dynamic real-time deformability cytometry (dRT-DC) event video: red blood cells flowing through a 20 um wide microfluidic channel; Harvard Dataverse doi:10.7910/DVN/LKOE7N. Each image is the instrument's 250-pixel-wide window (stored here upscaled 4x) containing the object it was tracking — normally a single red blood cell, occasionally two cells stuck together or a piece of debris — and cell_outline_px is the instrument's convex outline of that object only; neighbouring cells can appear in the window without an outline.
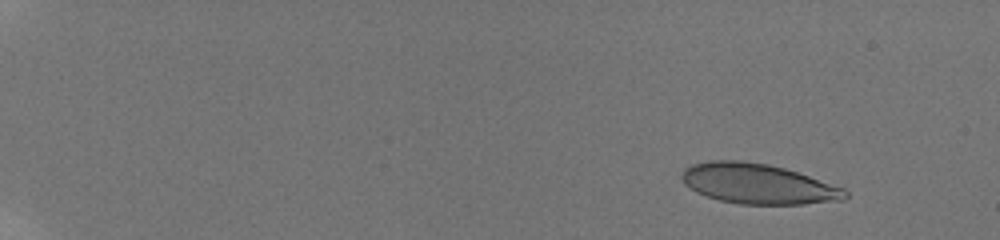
{"species": "human", "species_latin": "Homo sapiens", "temperature_condition": "room temperature", "stored_images_in_passage": 34, "camera_frame_rate_fps": 3000, "um_per_image_px": 0.085, "donor": {"sex": "male"}, "frame": {"image": 1, "passage_image": 5, "time_ms": 2.0, "image_size_px": [1000, 240], "cell_outline_px": [[848, 196], [844, 200], [804, 204], [740, 204], [720, 200], [696, 192], [684, 184], [680, 176], [684, 168], [692, 164], [708, 160], [744, 160], [768, 164], [784, 168], [844, 188], [848, 192]], "centroid_in_image_um": [64.4, 15.62], "position_along_channel_um": 20.6, "area_um2": 38.26}}
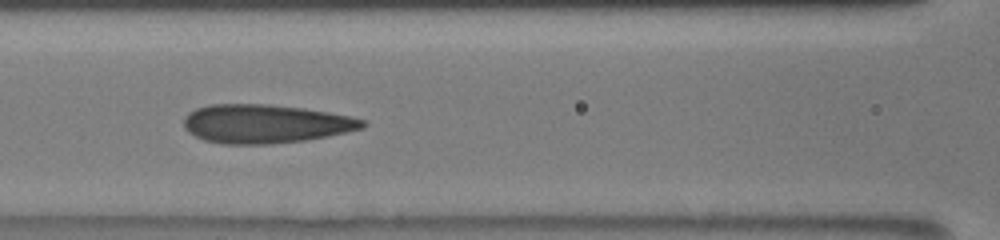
{"frame": {"image": 2, "passage_image": 19, "time_ms": 9.667, "image_size_px": [1000, 240], "cell_outline_px": [[368, 124], [364, 128], [348, 132], [328, 136], [304, 140], [272, 144], [224, 144], [204, 140], [188, 132], [184, 128], [184, 116], [188, 112], [196, 108], [208, 104], [268, 104], [304, 108], [352, 116], [364, 120]], "centroid_in_image_um": [22.56, 10.52], "position_along_channel_um": 144.0, "area_um2": 40.63}}
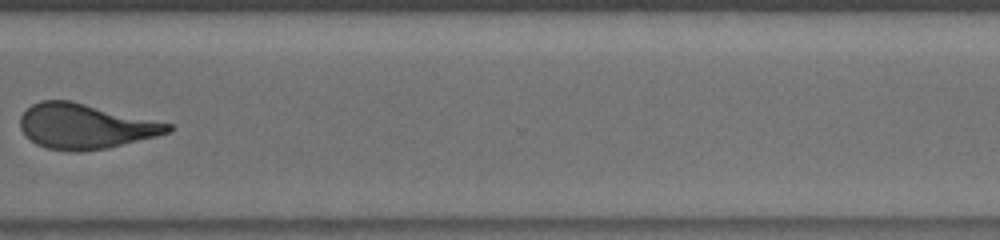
{"frame": {"image": 3, "passage_image": 29, "time_ms": 15.333, "image_size_px": [1000, 240], "cell_outline_px": [[172, 132], [156, 136], [104, 148], [80, 152], [72, 152], [48, 148], [36, 144], [20, 128], [20, 116], [32, 104], [40, 100], [72, 100], [172, 124]], "centroid_in_image_um": [7.23, 10.72], "position_along_channel_um": 363.4, "area_um2": 38.55}, "authors_computed_cell_mechanics": {"area_um2": 39.1595, "velocity_mm_per_s": 3.8772, "shape_relaxation_time_tau1_ms": null, "shape_relaxation_time_tau2_ms": 1.1358, "deformation_change_tau1": null, "deformation_change_tau2": 0.0735}}